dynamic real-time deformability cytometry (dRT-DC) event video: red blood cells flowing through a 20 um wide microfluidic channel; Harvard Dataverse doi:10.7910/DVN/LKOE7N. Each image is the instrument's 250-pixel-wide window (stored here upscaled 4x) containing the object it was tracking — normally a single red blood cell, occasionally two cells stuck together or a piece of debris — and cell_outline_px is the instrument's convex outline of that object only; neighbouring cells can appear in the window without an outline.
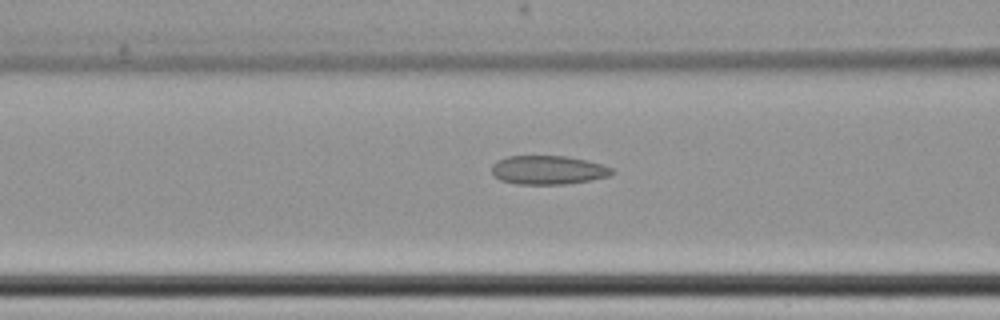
{"species": "common noctule bat (a hibernating species)", "species_latin": "Nyctalus noctula", "temperature_condition": "cold", "stored_images_in_passage": 21, "camera_frame_rate_fps": 3000, "um_per_image_px": 0.085, "animal": {"sex": "female", "body_mass_g": 22.7, "forearm_length_mm": 54.2}, "frame": {"image": 1, "passage_image": 15, "time_ms": 4.667, "image_size_px": [1000, 320], "cell_outline_px": [[616, 172], [608, 176], [592, 180], [564, 184], [516, 184], [500, 180], [492, 172], [492, 164], [496, 160], [508, 156], [568, 156], [588, 160], [612, 168]], "centroid_in_image_um": [46.59, 14.44], "position_along_channel_um": 120.0, "area_um2": 20.29}}
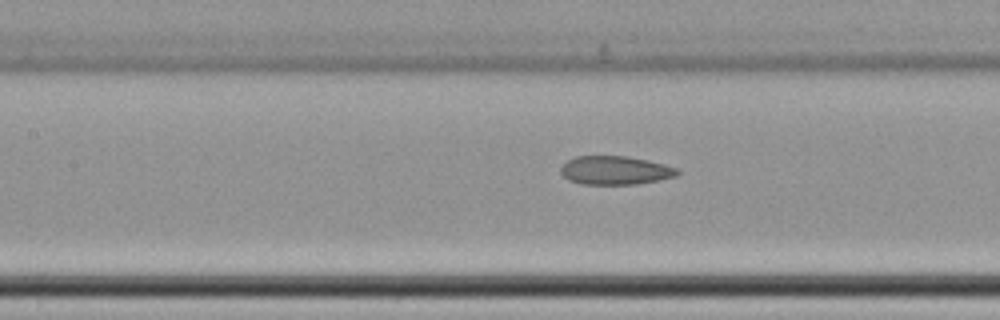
{"frame": {"image": 2, "passage_image": 18, "time_ms": 5.667, "image_size_px": [1000, 320], "cell_outline_px": [[680, 172], [676, 176], [636, 184], [580, 184], [568, 180], [560, 172], [560, 168], [568, 160], [576, 156], [628, 156], [648, 160], [680, 168]], "centroid_in_image_um": [52.3, 14.47], "position_along_channel_um": 155.1, "area_um2": 19.48}}